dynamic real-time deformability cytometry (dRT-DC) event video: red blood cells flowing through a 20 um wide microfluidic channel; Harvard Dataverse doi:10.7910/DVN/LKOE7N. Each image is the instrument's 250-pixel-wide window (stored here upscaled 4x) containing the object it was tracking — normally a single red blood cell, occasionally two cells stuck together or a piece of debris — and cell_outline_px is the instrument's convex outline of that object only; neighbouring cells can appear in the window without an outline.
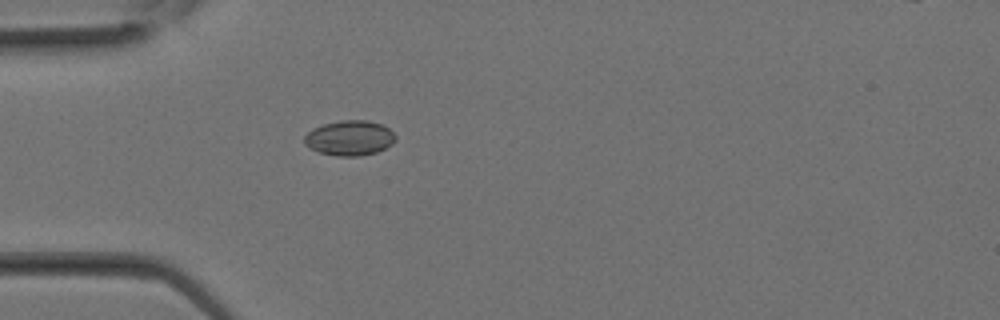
{"species": "Egyptian fruit bat (a non-hibernating species)", "species_latin": "Rousettus aegyptiacus", "temperature_condition": "room temperature", "stored_images_in_passage": 22, "camera_frame_rate_fps": 3000, "um_per_image_px": 0.085, "animal": {"sex": "female"}, "frame": {"image": 1, "passage_image": 1, "time_ms": 0.0, "image_size_px": [1000, 320], "cell_outline_px": [[396, 140], [392, 144], [376, 152], [360, 156], [340, 156], [320, 152], [304, 144], [304, 136], [312, 128], [324, 124], [340, 120], [368, 120], [380, 124], [388, 128], [396, 136]], "centroid_in_image_um": [29.72, 11.72], "position_along_channel_um": 55.3, "area_um2": 18.5}}
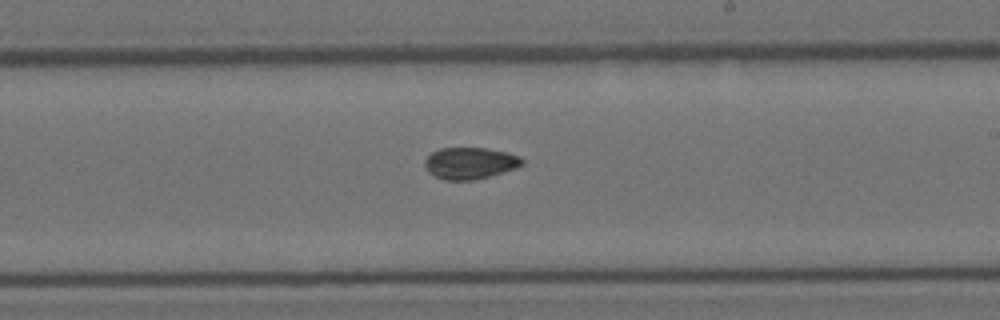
{"frame": {"image": 2, "passage_image": 10, "time_ms": 3.0, "image_size_px": [1000, 320], "cell_outline_px": [[524, 164], [516, 168], [488, 176], [472, 180], [444, 180], [428, 172], [424, 168], [424, 160], [432, 152], [440, 148], [484, 148], [508, 152], [520, 156], [524, 160]], "centroid_in_image_um": [39.94, 13.86], "position_along_channel_um": 249.1, "area_um2": 17.98}}
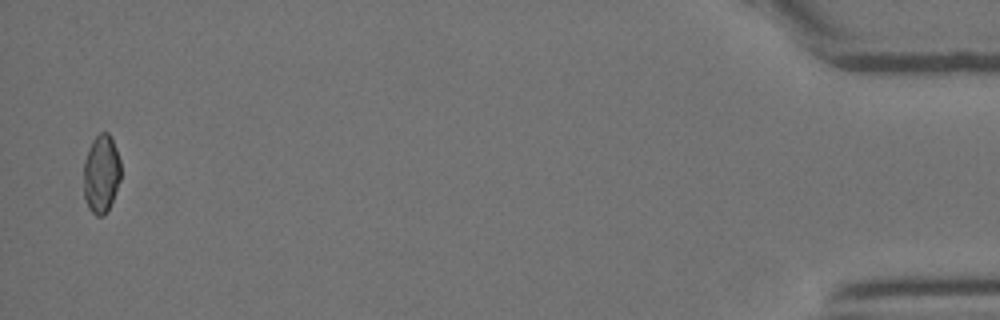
{"frame": {"image": 3, "passage_image": 22, "time_ms": 7.0, "image_size_px": [1000, 320], "cell_outline_px": [[120, 180], [112, 200], [104, 216], [96, 216], [88, 208], [84, 200], [84, 160], [88, 148], [92, 140], [100, 132], [108, 132], [116, 148], [120, 160]], "centroid_in_image_um": [8.59, 14.77], "position_along_channel_um": 426.6, "area_um2": 16.99}}